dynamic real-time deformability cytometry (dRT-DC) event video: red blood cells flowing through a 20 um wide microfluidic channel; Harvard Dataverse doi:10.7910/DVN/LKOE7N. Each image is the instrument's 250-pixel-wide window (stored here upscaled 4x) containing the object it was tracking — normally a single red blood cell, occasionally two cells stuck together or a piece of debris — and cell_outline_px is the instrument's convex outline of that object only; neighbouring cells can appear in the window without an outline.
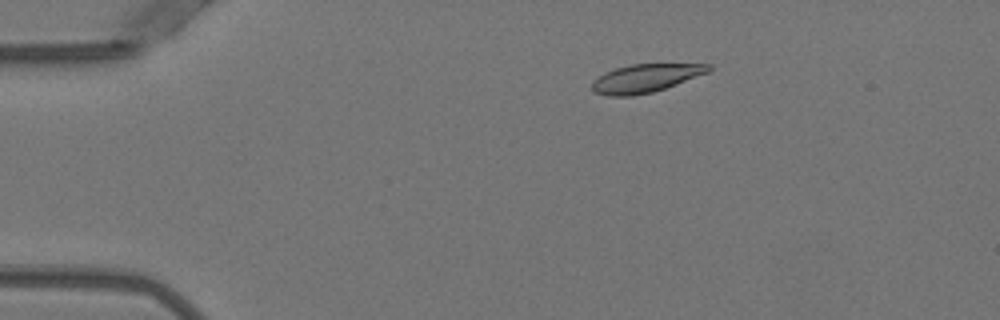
{"species": "Egyptian fruit bat (a non-hibernating species)", "species_latin": "Rousettus aegyptiacus", "temperature_condition": "warm", "stored_images_in_passage": 47, "camera_frame_rate_fps": 3000, "um_per_image_px": 0.085, "animal": {"sex": "female"}, "frame": {"image": 1, "passage_image": 5, "time_ms": 1.333, "image_size_px": [1000, 320], "cell_outline_px": [[712, 68], [708, 72], [676, 84], [652, 92], [632, 96], [608, 96], [596, 92], [592, 88], [592, 80], [604, 72], [616, 68], [632, 64], [712, 64]], "centroid_in_image_um": [54.84, 6.64], "position_along_channel_um": 30.2, "area_um2": 19.02}}
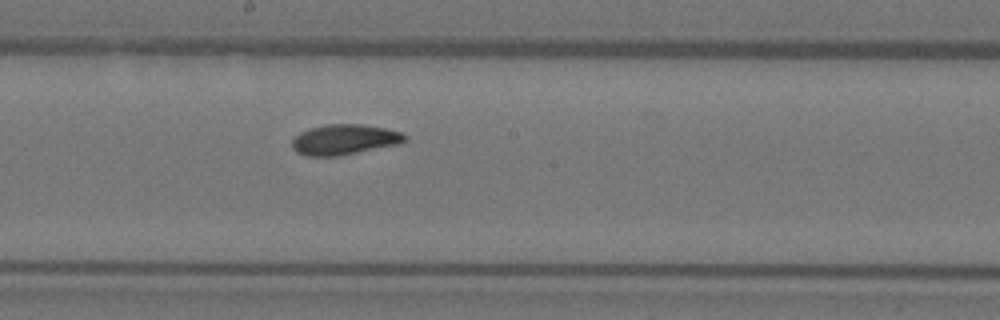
{"frame": {"image": 2, "passage_image": 24, "time_ms": 7.667, "image_size_px": [1000, 320], "cell_outline_px": [[408, 140], [400, 144], [340, 156], [304, 156], [296, 152], [292, 148], [292, 140], [300, 132], [308, 128], [324, 124], [360, 124], [384, 128], [400, 132], [408, 136]], "centroid_in_image_um": [29.27, 11.87], "position_along_channel_um": 218.9, "area_um2": 20.23}}
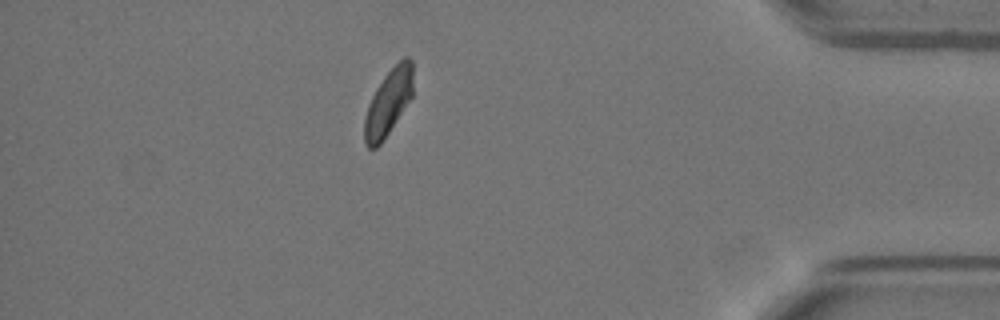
{"frame": {"image": 3, "passage_image": 41, "time_ms": 13.333, "image_size_px": [1000, 320], "cell_outline_px": [[412, 96], [380, 144], [376, 148], [368, 148], [364, 144], [364, 120], [368, 104], [376, 88], [384, 76], [404, 56], [408, 56], [412, 60]], "centroid_in_image_um": [32.99, 8.7], "position_along_channel_um": 402.2, "area_um2": 18.38}, "authors_computed_cell_mechanics": {"area_um2": 19.652, "velocity_mm_per_s": 3.9388, "shape_relaxation_time_tau1_ms": 6.7595, "shape_relaxation_time_tau2_ms": 2.2042, "deformation_change_tau1": 0.1879, "deformation_change_tau2": 0.0522}}